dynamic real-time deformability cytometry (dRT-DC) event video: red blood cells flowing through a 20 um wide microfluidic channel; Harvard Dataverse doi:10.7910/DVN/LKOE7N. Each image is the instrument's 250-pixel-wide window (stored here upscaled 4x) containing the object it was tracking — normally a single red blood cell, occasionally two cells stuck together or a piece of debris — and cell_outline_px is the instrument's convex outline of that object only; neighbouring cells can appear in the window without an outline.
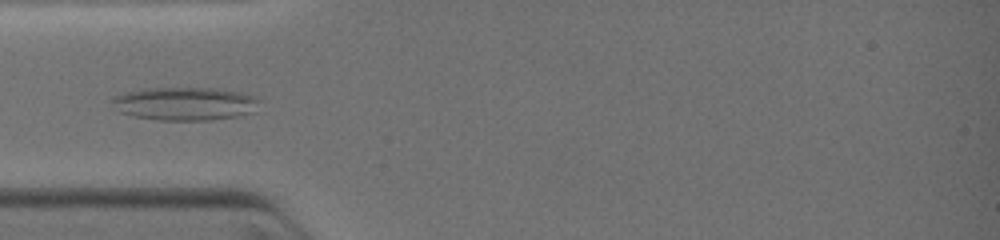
{"species": "common noctule bat (a hibernating species)", "species_latin": "Nyctalus noctula", "temperature_condition": "warm", "stored_images_in_passage": 5, "camera_frame_rate_fps": 3000, "um_per_image_px": 0.085, "animal": {"sex": "female", "body_mass_g": 19.0, "forearm_length_mm": 51.5}, "frame": {"image": 1, "passage_image": 3, "time_ms": 1.0, "image_size_px": [1000, 240], "cell_outline_px": [[260, 100], [256, 112], [236, 116], [208, 120], [160, 120], [136, 116], [120, 112], [112, 100], [112, 96], [124, 92], [144, 88], [212, 88], [244, 92], [256, 96]], "centroid_in_image_um": [15.78, 8.8], "position_along_channel_um": 69.2, "area_um2": 28.61}}